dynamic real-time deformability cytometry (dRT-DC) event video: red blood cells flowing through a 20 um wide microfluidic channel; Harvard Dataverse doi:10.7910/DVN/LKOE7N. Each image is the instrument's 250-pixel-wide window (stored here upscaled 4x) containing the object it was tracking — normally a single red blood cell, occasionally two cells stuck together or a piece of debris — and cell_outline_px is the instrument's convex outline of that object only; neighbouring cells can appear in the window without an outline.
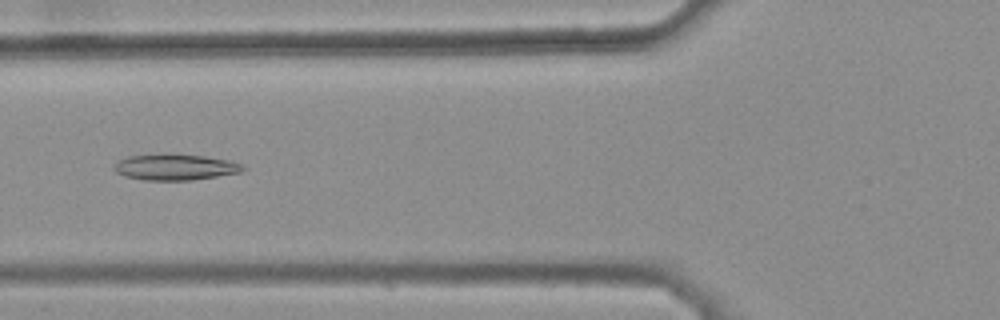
{"species": "common noctule bat (a hibernating species)", "species_latin": "Nyctalus noctula", "temperature_condition": "warm", "stored_images_in_passage": 36, "camera_frame_rate_fps": 3000, "um_per_image_px": 0.085, "animal": {"sex": "female", "body_mass_g": 25.1}, "frame": {"image": 1, "passage_image": 14, "time_ms": 4.333, "image_size_px": [1000, 320], "cell_outline_px": [[248, 168], [240, 172], [192, 180], [144, 180], [124, 176], [116, 172], [112, 168], [112, 164], [116, 160], [128, 156], [204, 156], [228, 160], [240, 164]], "centroid_in_image_um": [14.84, 14.24], "position_along_channel_um": 111.0, "area_um2": 18.9}}
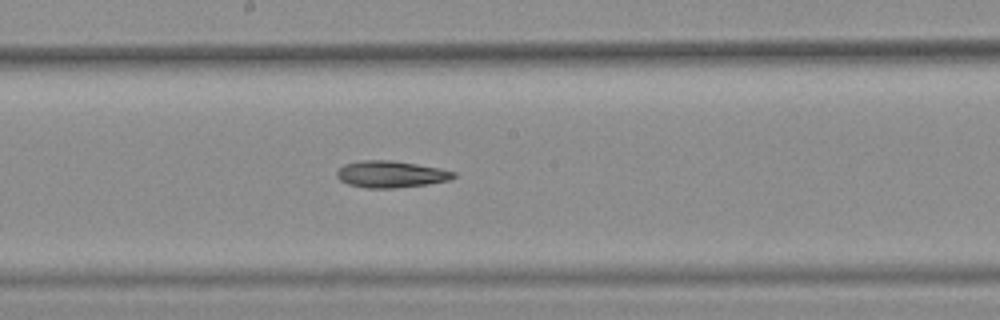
{"frame": {"image": 2, "passage_image": 22, "time_ms": 7.0, "image_size_px": [1000, 320], "cell_outline_px": [[456, 176], [448, 180], [428, 184], [396, 188], [368, 188], [348, 184], [340, 180], [336, 176], [336, 172], [344, 164], [360, 160], [392, 160], [440, 168], [456, 172]], "centroid_in_image_um": [33.21, 14.8], "position_along_channel_um": 215.0, "area_um2": 18.21}}
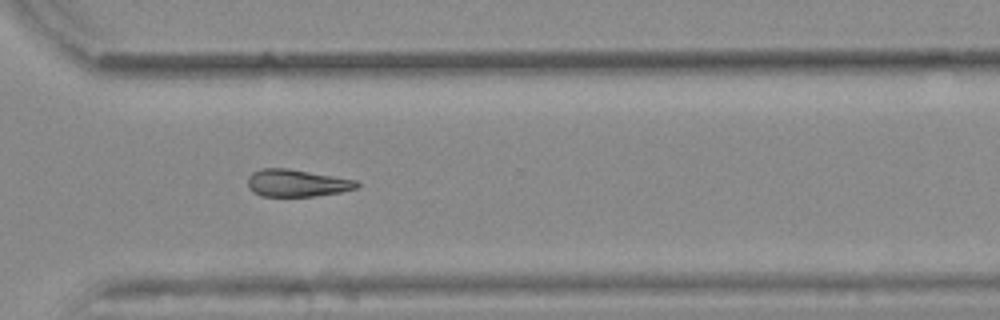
{"frame": {"image": 3, "passage_image": 32, "time_ms": 10.333, "image_size_px": [1000, 320], "cell_outline_px": [[360, 184], [356, 188], [340, 192], [316, 196], [260, 196], [252, 192], [248, 188], [248, 176], [252, 172], [260, 168], [288, 168], [356, 180]], "centroid_in_image_um": [25.18, 15.56], "position_along_channel_um": 345.4, "area_um2": 17.4}}